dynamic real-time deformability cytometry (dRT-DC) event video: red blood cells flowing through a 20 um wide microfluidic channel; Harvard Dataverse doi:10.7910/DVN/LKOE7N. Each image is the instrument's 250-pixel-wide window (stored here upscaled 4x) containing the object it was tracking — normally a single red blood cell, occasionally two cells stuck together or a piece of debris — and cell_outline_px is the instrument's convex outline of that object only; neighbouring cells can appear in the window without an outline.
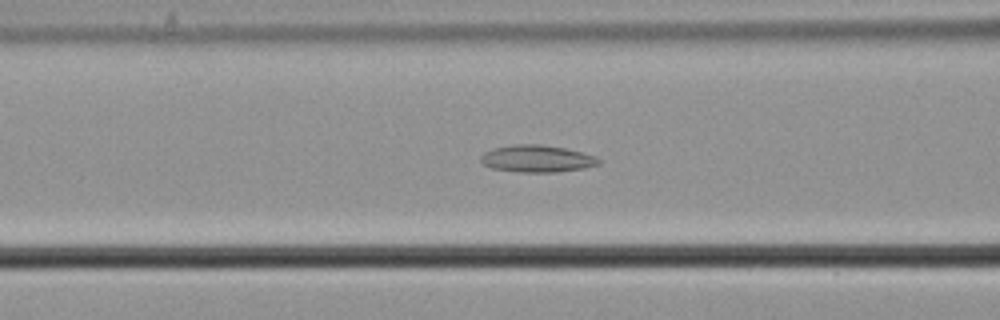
{"species": "common noctule bat (a hibernating species)", "species_latin": "Nyctalus noctula", "temperature_condition": "cold", "stored_images_in_passage": 52, "camera_frame_rate_fps": 3000, "um_per_image_px": 0.085, "animal": {"sex": "male", "body_mass_g": 21.5, "forearm_length_mm": 52.0}, "frame": {"image": 1, "passage_image": 19, "time_ms": 6.0, "image_size_px": [1000, 320], "cell_outline_px": [[600, 164], [584, 168], [556, 172], [520, 172], [492, 168], [484, 164], [480, 160], [480, 156], [484, 152], [492, 148], [516, 144], [540, 144], [564, 148], [584, 152], [596, 156], [600, 160]], "centroid_in_image_um": [45.65, 13.48], "position_along_channel_um": 120.9, "area_um2": 18.67}}
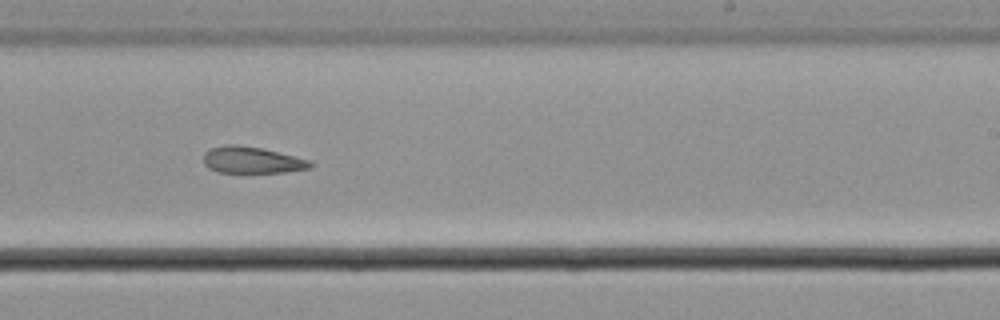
{"frame": {"image": 2, "passage_image": 31, "time_ms": 10.0, "image_size_px": [1000, 320], "cell_outline_px": [[312, 168], [284, 172], [220, 172], [208, 168], [204, 164], [204, 152], [212, 148], [228, 144], [236, 144], [260, 148], [312, 160]], "centroid_in_image_um": [21.43, 13.6], "position_along_channel_um": 267.6, "area_um2": 16.42}}
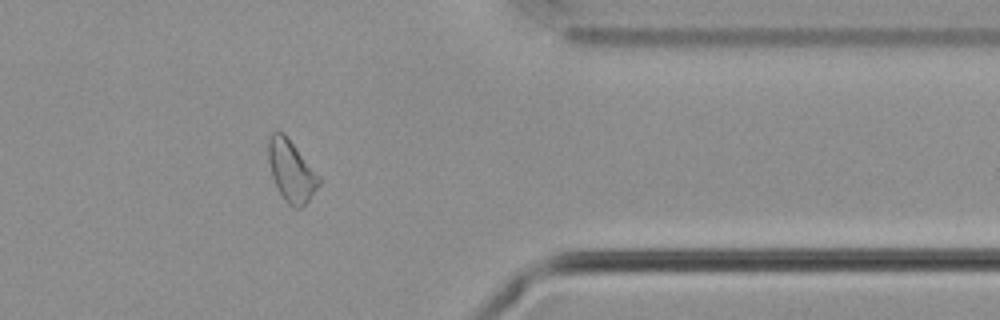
{"frame": {"image": 3, "passage_image": 42, "time_ms": 13.667, "image_size_px": [1000, 320], "cell_outline_px": [[320, 184], [308, 200], [300, 208], [296, 208], [288, 204], [284, 200], [272, 176], [268, 160], [268, 140], [272, 132], [284, 132], [320, 176]], "centroid_in_image_um": [24.76, 14.5], "position_along_channel_um": 386.6, "area_um2": 17.92}, "authors_computed_cell_mechanics": {"area_um2": 18.8428, "velocity_mm_per_s": 3.6742, "shape_relaxation_time_tau1_ms": null, "shape_relaxation_time_tau2_ms": 3.1562, "deformation_change_tau1": null, "deformation_change_tau2": 0.098}}